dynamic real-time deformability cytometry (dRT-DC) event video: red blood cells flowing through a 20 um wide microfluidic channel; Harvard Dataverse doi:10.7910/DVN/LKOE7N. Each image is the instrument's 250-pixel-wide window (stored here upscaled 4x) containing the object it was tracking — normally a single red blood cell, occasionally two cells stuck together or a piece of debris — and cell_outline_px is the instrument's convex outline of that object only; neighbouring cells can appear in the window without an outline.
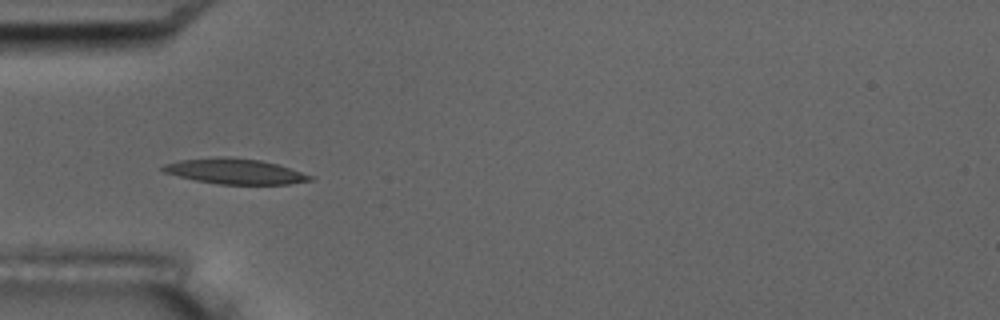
{"species": "common noctule bat (a hibernating species)", "species_latin": "Nyctalus noctula", "temperature_condition": "room temperature", "stored_images_in_passage": 15, "camera_frame_rate_fps": 3000, "um_per_image_px": 0.085, "animal": {"sex": "male", "body_mass_g": 17.5, "forearm_length_mm": 52.3}, "frame": {"image": 1, "passage_image": 5, "time_ms": 1.333, "image_size_px": [1000, 320], "cell_outline_px": [[316, 180], [288, 184], [216, 184], [196, 180], [164, 172], [160, 168], [164, 164], [180, 160], [216, 156], [232, 156], [260, 160], [276, 164], [312, 176]], "centroid_in_image_um": [19.95, 14.55], "position_along_channel_um": 65.0, "area_um2": 21.73}}
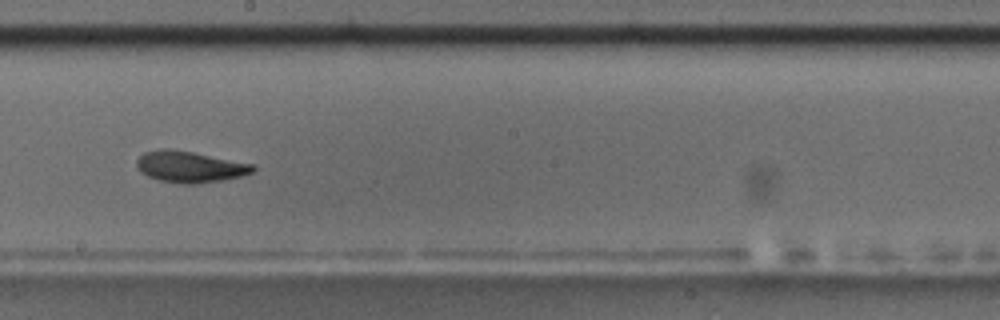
{"frame": {"image": 2, "passage_image": 9, "time_ms": 2.667, "image_size_px": [1000, 320], "cell_outline_px": [[256, 168], [252, 172], [240, 176], [224, 180], [192, 184], [180, 184], [160, 180], [148, 176], [140, 172], [136, 168], [136, 160], [144, 152], [160, 148], [172, 148], [252, 164]], "centroid_in_image_um": [16.08, 14.17], "position_along_channel_um": 232.1, "area_um2": 21.15}}